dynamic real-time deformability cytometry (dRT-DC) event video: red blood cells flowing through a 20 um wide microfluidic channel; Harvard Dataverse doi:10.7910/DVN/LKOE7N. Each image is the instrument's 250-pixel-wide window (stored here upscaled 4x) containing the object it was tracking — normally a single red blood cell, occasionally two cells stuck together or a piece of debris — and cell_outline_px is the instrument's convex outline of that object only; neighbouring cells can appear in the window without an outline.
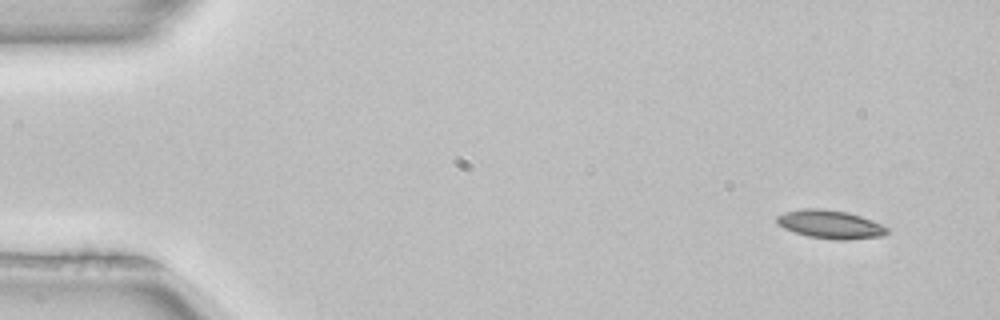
{"species": "common noctule bat (a hibernating species)", "species_latin": "Nyctalus noctula", "temperature_condition": "room temperature", "stored_images_in_passage": 3, "camera_frame_rate_fps": 3000, "um_per_image_px": 0.085, "animal": {"sex": "female", "body_mass_g": 22.7, "forearm_length_mm": 54.2}, "frame": {"image": 1, "passage_image": 1, "time_ms": 0.0, "image_size_px": [1000, 320], "cell_outline_px": [[888, 232], [884, 236], [844, 240], [836, 240], [808, 236], [784, 228], [776, 224], [776, 216], [784, 212], [804, 208], [820, 208], [848, 212], [872, 220], [888, 228]], "centroid_in_image_um": [70.56, 19.06], "position_along_channel_um": 14.4, "area_um2": 18.26}}